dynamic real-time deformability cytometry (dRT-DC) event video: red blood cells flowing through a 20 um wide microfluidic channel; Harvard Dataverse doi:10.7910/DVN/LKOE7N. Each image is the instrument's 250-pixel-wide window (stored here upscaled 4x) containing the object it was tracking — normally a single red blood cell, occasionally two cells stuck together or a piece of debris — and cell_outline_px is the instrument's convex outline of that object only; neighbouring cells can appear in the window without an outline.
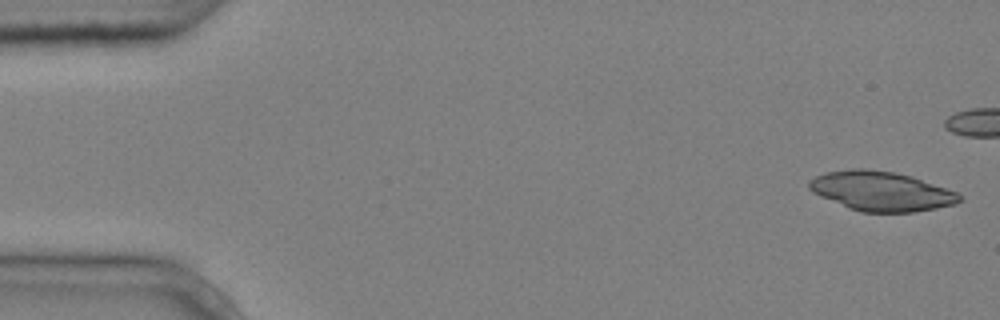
{"species": "common noctule bat (a hibernating species)", "species_latin": "Nyctalus noctula", "temperature_condition": "cold", "stored_images_in_passage": 5, "camera_frame_rate_fps": 3000, "um_per_image_px": 0.085, "animal": {"sex": "male", "body_mass_g": 20.4}, "frame": {"image": 1, "passage_image": 1, "time_ms": 0.0, "image_size_px": [1000, 320], "cell_outline_px": [[964, 200], [956, 204], [936, 208], [912, 212], [860, 212], [848, 208], [820, 196], [812, 192], [808, 188], [808, 180], [824, 172], [852, 168], [864, 168], [896, 172], [912, 176], [956, 192]], "centroid_in_image_um": [74.87, 16.24], "position_along_channel_um": 10.1, "area_um2": 34.74}}
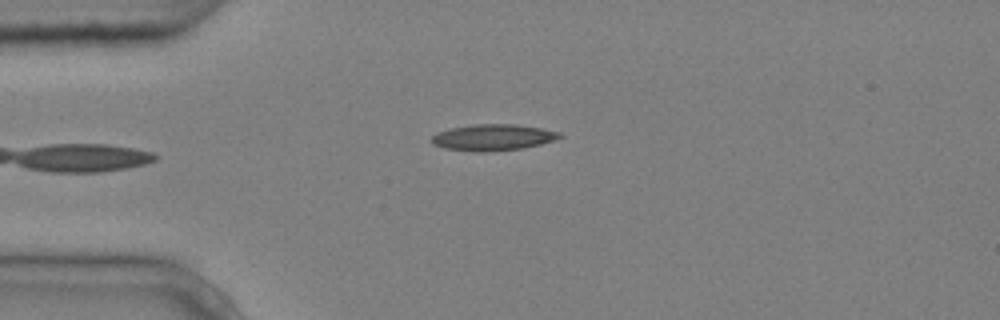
{"frame": {"image": 2, "passage_image": 5, "time_ms": 1.333, "image_size_px": [1000, 320], "cell_outline_px": [[564, 136], [556, 140], [524, 148], [480, 152], [476, 152], [444, 148], [432, 144], [432, 136], [436, 132], [448, 128], [472, 124], [516, 124], [540, 128], [560, 132]], "centroid_in_image_um": [41.89, 11.67], "position_along_channel_um": 43.1, "area_um2": 19.77}}